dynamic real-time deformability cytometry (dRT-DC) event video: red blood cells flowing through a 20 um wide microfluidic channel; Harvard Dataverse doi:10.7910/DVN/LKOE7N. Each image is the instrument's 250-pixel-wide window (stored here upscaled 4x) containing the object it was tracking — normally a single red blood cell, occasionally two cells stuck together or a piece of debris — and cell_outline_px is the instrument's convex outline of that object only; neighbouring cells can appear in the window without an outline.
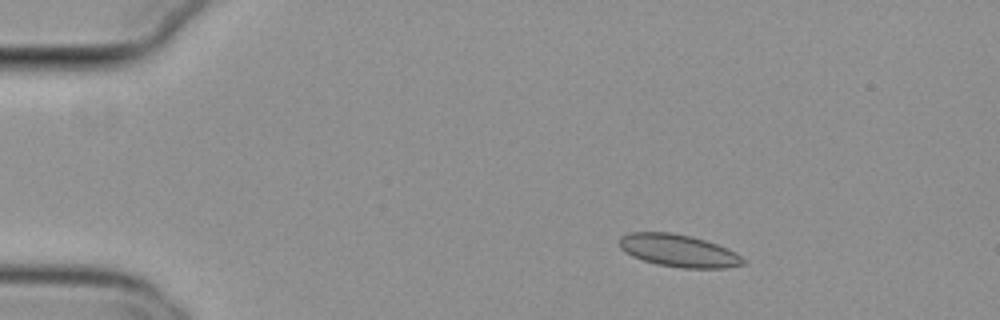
{"species": "common noctule bat (a hibernating species)", "species_latin": "Nyctalus noctula", "temperature_condition": "cold", "stored_images_in_passage": 47, "camera_frame_rate_fps": 3000, "um_per_image_px": 0.085, "animal": {"sex": "female", "body_mass_g": 29.2, "forearm_length_mm": 56.3}, "frame": {"image": 1, "passage_image": 1, "time_ms": 0.0, "image_size_px": [1000, 320], "cell_outline_px": [[744, 264], [724, 268], [680, 268], [656, 264], [632, 256], [624, 252], [620, 248], [620, 236], [632, 232], [672, 232], [692, 236], [728, 248], [736, 252], [744, 260]], "centroid_in_image_um": [57.66, 21.3], "position_along_channel_um": 27.3, "area_um2": 23.41}}
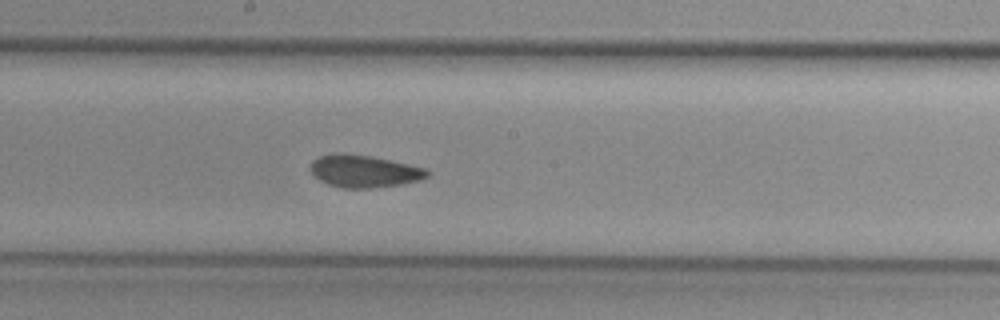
{"frame": {"image": 2, "passage_image": 22, "time_ms": 7.0, "image_size_px": [1000, 320], "cell_outline_px": [[428, 176], [420, 180], [400, 184], [368, 188], [340, 188], [328, 184], [320, 180], [308, 168], [312, 160], [320, 156], [336, 152], [344, 152], [372, 156], [424, 168], [428, 172]], "centroid_in_image_um": [30.88, 14.54], "position_along_channel_um": 217.3, "area_um2": 21.96}}
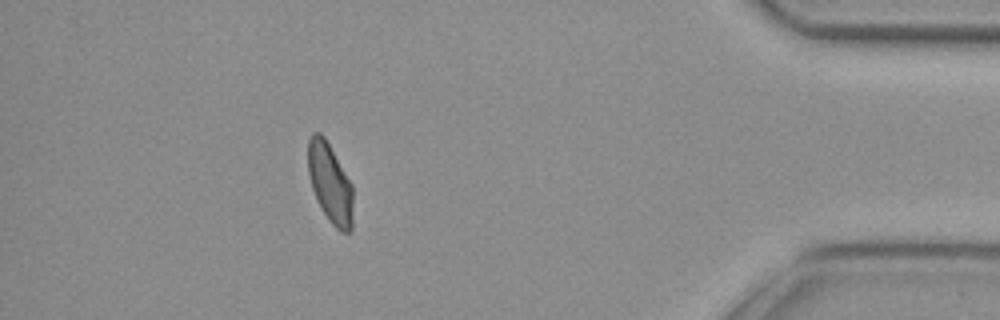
{"frame": {"image": 3, "passage_image": 41, "time_ms": 13.333, "image_size_px": [1000, 320], "cell_outline_px": [[352, 232], [340, 232], [328, 220], [320, 208], [316, 200], [312, 188], [308, 172], [308, 140], [312, 132], [320, 132], [324, 136], [352, 184]], "centroid_in_image_um": [28.04, 15.58], "position_along_channel_um": 407.2, "area_um2": 20.98}, "authors_computed_cell_mechanics": {"area_um2": 21.964, "velocity_mm_per_s": 3.7717, "shape_relaxation_time_tau1_ms": null, "shape_relaxation_time_tau2_ms": 1.7393, "deformation_change_tau1": null, "deformation_change_tau2": 0.0616}}